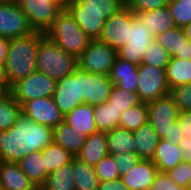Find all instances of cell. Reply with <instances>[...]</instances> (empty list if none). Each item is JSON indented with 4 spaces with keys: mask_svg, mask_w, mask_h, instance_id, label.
Instances as JSON below:
<instances>
[{
    "mask_svg": "<svg viewBox=\"0 0 191 190\" xmlns=\"http://www.w3.org/2000/svg\"><path fill=\"white\" fill-rule=\"evenodd\" d=\"M137 94L141 102H150L169 94L170 88L167 83L166 70L140 64L138 66Z\"/></svg>",
    "mask_w": 191,
    "mask_h": 190,
    "instance_id": "cell-8",
    "label": "cell"
},
{
    "mask_svg": "<svg viewBox=\"0 0 191 190\" xmlns=\"http://www.w3.org/2000/svg\"><path fill=\"white\" fill-rule=\"evenodd\" d=\"M64 122L80 134L89 136L97 131L93 106L82 104L64 116Z\"/></svg>",
    "mask_w": 191,
    "mask_h": 190,
    "instance_id": "cell-20",
    "label": "cell"
},
{
    "mask_svg": "<svg viewBox=\"0 0 191 190\" xmlns=\"http://www.w3.org/2000/svg\"><path fill=\"white\" fill-rule=\"evenodd\" d=\"M168 52L154 38L144 51L142 64H147L162 69L167 68L170 61Z\"/></svg>",
    "mask_w": 191,
    "mask_h": 190,
    "instance_id": "cell-37",
    "label": "cell"
},
{
    "mask_svg": "<svg viewBox=\"0 0 191 190\" xmlns=\"http://www.w3.org/2000/svg\"><path fill=\"white\" fill-rule=\"evenodd\" d=\"M22 112L21 105L9 93L0 100V130L6 131L17 121Z\"/></svg>",
    "mask_w": 191,
    "mask_h": 190,
    "instance_id": "cell-36",
    "label": "cell"
},
{
    "mask_svg": "<svg viewBox=\"0 0 191 190\" xmlns=\"http://www.w3.org/2000/svg\"><path fill=\"white\" fill-rule=\"evenodd\" d=\"M109 77L117 87L137 92L139 80L138 65L117 57L114 65L112 66Z\"/></svg>",
    "mask_w": 191,
    "mask_h": 190,
    "instance_id": "cell-18",
    "label": "cell"
},
{
    "mask_svg": "<svg viewBox=\"0 0 191 190\" xmlns=\"http://www.w3.org/2000/svg\"><path fill=\"white\" fill-rule=\"evenodd\" d=\"M159 170L152 160L140 159L128 173L120 176L130 190H149Z\"/></svg>",
    "mask_w": 191,
    "mask_h": 190,
    "instance_id": "cell-16",
    "label": "cell"
},
{
    "mask_svg": "<svg viewBox=\"0 0 191 190\" xmlns=\"http://www.w3.org/2000/svg\"><path fill=\"white\" fill-rule=\"evenodd\" d=\"M182 138H183V134L181 132L180 125L178 121H176L172 125V130L170 131V135H167L164 139L169 141L172 144L179 145Z\"/></svg>",
    "mask_w": 191,
    "mask_h": 190,
    "instance_id": "cell-48",
    "label": "cell"
},
{
    "mask_svg": "<svg viewBox=\"0 0 191 190\" xmlns=\"http://www.w3.org/2000/svg\"><path fill=\"white\" fill-rule=\"evenodd\" d=\"M166 173L178 186L187 188L191 185V167L188 162L183 161Z\"/></svg>",
    "mask_w": 191,
    "mask_h": 190,
    "instance_id": "cell-42",
    "label": "cell"
},
{
    "mask_svg": "<svg viewBox=\"0 0 191 190\" xmlns=\"http://www.w3.org/2000/svg\"><path fill=\"white\" fill-rule=\"evenodd\" d=\"M113 85L108 75L83 71V104L94 107L106 103Z\"/></svg>",
    "mask_w": 191,
    "mask_h": 190,
    "instance_id": "cell-15",
    "label": "cell"
},
{
    "mask_svg": "<svg viewBox=\"0 0 191 190\" xmlns=\"http://www.w3.org/2000/svg\"><path fill=\"white\" fill-rule=\"evenodd\" d=\"M183 154V159L185 162H191V139L182 138L181 142L178 145Z\"/></svg>",
    "mask_w": 191,
    "mask_h": 190,
    "instance_id": "cell-49",
    "label": "cell"
},
{
    "mask_svg": "<svg viewBox=\"0 0 191 190\" xmlns=\"http://www.w3.org/2000/svg\"><path fill=\"white\" fill-rule=\"evenodd\" d=\"M108 101H110L111 105L115 106L119 112L132 108L141 102L137 92L124 90L116 85H113Z\"/></svg>",
    "mask_w": 191,
    "mask_h": 190,
    "instance_id": "cell-38",
    "label": "cell"
},
{
    "mask_svg": "<svg viewBox=\"0 0 191 190\" xmlns=\"http://www.w3.org/2000/svg\"><path fill=\"white\" fill-rule=\"evenodd\" d=\"M126 4L121 0H77L67 7H82V12L106 14V20L119 12Z\"/></svg>",
    "mask_w": 191,
    "mask_h": 190,
    "instance_id": "cell-31",
    "label": "cell"
},
{
    "mask_svg": "<svg viewBox=\"0 0 191 190\" xmlns=\"http://www.w3.org/2000/svg\"><path fill=\"white\" fill-rule=\"evenodd\" d=\"M0 190H4L1 182H0Z\"/></svg>",
    "mask_w": 191,
    "mask_h": 190,
    "instance_id": "cell-61",
    "label": "cell"
},
{
    "mask_svg": "<svg viewBox=\"0 0 191 190\" xmlns=\"http://www.w3.org/2000/svg\"><path fill=\"white\" fill-rule=\"evenodd\" d=\"M148 123L153 127L161 139L170 135L172 125L177 121L179 108L175 104L170 94L147 102Z\"/></svg>",
    "mask_w": 191,
    "mask_h": 190,
    "instance_id": "cell-10",
    "label": "cell"
},
{
    "mask_svg": "<svg viewBox=\"0 0 191 190\" xmlns=\"http://www.w3.org/2000/svg\"><path fill=\"white\" fill-rule=\"evenodd\" d=\"M9 39L0 37V64L4 65L8 53Z\"/></svg>",
    "mask_w": 191,
    "mask_h": 190,
    "instance_id": "cell-50",
    "label": "cell"
},
{
    "mask_svg": "<svg viewBox=\"0 0 191 190\" xmlns=\"http://www.w3.org/2000/svg\"><path fill=\"white\" fill-rule=\"evenodd\" d=\"M134 12L126 5L119 12L106 20L100 41L115 50L120 49L128 41V22H131Z\"/></svg>",
    "mask_w": 191,
    "mask_h": 190,
    "instance_id": "cell-14",
    "label": "cell"
},
{
    "mask_svg": "<svg viewBox=\"0 0 191 190\" xmlns=\"http://www.w3.org/2000/svg\"><path fill=\"white\" fill-rule=\"evenodd\" d=\"M64 8L69 4L76 2L77 0H57Z\"/></svg>",
    "mask_w": 191,
    "mask_h": 190,
    "instance_id": "cell-55",
    "label": "cell"
},
{
    "mask_svg": "<svg viewBox=\"0 0 191 190\" xmlns=\"http://www.w3.org/2000/svg\"><path fill=\"white\" fill-rule=\"evenodd\" d=\"M94 120L97 131L109 132L119 126V119L122 112L111 105L110 101L93 107Z\"/></svg>",
    "mask_w": 191,
    "mask_h": 190,
    "instance_id": "cell-30",
    "label": "cell"
},
{
    "mask_svg": "<svg viewBox=\"0 0 191 190\" xmlns=\"http://www.w3.org/2000/svg\"><path fill=\"white\" fill-rule=\"evenodd\" d=\"M179 111L191 112V83L178 86L169 91Z\"/></svg>",
    "mask_w": 191,
    "mask_h": 190,
    "instance_id": "cell-41",
    "label": "cell"
},
{
    "mask_svg": "<svg viewBox=\"0 0 191 190\" xmlns=\"http://www.w3.org/2000/svg\"><path fill=\"white\" fill-rule=\"evenodd\" d=\"M33 31L43 32L52 26L64 7L57 0H19Z\"/></svg>",
    "mask_w": 191,
    "mask_h": 190,
    "instance_id": "cell-7",
    "label": "cell"
},
{
    "mask_svg": "<svg viewBox=\"0 0 191 190\" xmlns=\"http://www.w3.org/2000/svg\"><path fill=\"white\" fill-rule=\"evenodd\" d=\"M34 32L18 2L0 1V37L16 39Z\"/></svg>",
    "mask_w": 191,
    "mask_h": 190,
    "instance_id": "cell-11",
    "label": "cell"
},
{
    "mask_svg": "<svg viewBox=\"0 0 191 190\" xmlns=\"http://www.w3.org/2000/svg\"><path fill=\"white\" fill-rule=\"evenodd\" d=\"M44 35L43 32L34 31L21 38L9 39L8 53L4 64L5 77L9 86L37 71L38 46Z\"/></svg>",
    "mask_w": 191,
    "mask_h": 190,
    "instance_id": "cell-2",
    "label": "cell"
},
{
    "mask_svg": "<svg viewBox=\"0 0 191 190\" xmlns=\"http://www.w3.org/2000/svg\"><path fill=\"white\" fill-rule=\"evenodd\" d=\"M4 131L0 130V156H1V151H2V146H3V137H4Z\"/></svg>",
    "mask_w": 191,
    "mask_h": 190,
    "instance_id": "cell-57",
    "label": "cell"
},
{
    "mask_svg": "<svg viewBox=\"0 0 191 190\" xmlns=\"http://www.w3.org/2000/svg\"><path fill=\"white\" fill-rule=\"evenodd\" d=\"M187 190H191V185H189V186L187 187Z\"/></svg>",
    "mask_w": 191,
    "mask_h": 190,
    "instance_id": "cell-62",
    "label": "cell"
},
{
    "mask_svg": "<svg viewBox=\"0 0 191 190\" xmlns=\"http://www.w3.org/2000/svg\"><path fill=\"white\" fill-rule=\"evenodd\" d=\"M73 159L57 170L50 172L45 185L53 190H75Z\"/></svg>",
    "mask_w": 191,
    "mask_h": 190,
    "instance_id": "cell-33",
    "label": "cell"
},
{
    "mask_svg": "<svg viewBox=\"0 0 191 190\" xmlns=\"http://www.w3.org/2000/svg\"><path fill=\"white\" fill-rule=\"evenodd\" d=\"M0 83H3L10 90V86L8 85L5 77L4 65L2 64H0Z\"/></svg>",
    "mask_w": 191,
    "mask_h": 190,
    "instance_id": "cell-52",
    "label": "cell"
},
{
    "mask_svg": "<svg viewBox=\"0 0 191 190\" xmlns=\"http://www.w3.org/2000/svg\"><path fill=\"white\" fill-rule=\"evenodd\" d=\"M112 159L119 170L120 176L128 173L130 169L137 165L140 158L136 154L111 155Z\"/></svg>",
    "mask_w": 191,
    "mask_h": 190,
    "instance_id": "cell-44",
    "label": "cell"
},
{
    "mask_svg": "<svg viewBox=\"0 0 191 190\" xmlns=\"http://www.w3.org/2000/svg\"><path fill=\"white\" fill-rule=\"evenodd\" d=\"M0 182L4 190H33L36 187L15 162H3Z\"/></svg>",
    "mask_w": 191,
    "mask_h": 190,
    "instance_id": "cell-23",
    "label": "cell"
},
{
    "mask_svg": "<svg viewBox=\"0 0 191 190\" xmlns=\"http://www.w3.org/2000/svg\"><path fill=\"white\" fill-rule=\"evenodd\" d=\"M183 161L182 150L178 145L160 139L152 158V162L160 172H167Z\"/></svg>",
    "mask_w": 191,
    "mask_h": 190,
    "instance_id": "cell-22",
    "label": "cell"
},
{
    "mask_svg": "<svg viewBox=\"0 0 191 190\" xmlns=\"http://www.w3.org/2000/svg\"><path fill=\"white\" fill-rule=\"evenodd\" d=\"M148 119L147 103L140 102L138 105L122 112L118 127L124 128L128 131H135L141 125L148 123Z\"/></svg>",
    "mask_w": 191,
    "mask_h": 190,
    "instance_id": "cell-32",
    "label": "cell"
},
{
    "mask_svg": "<svg viewBox=\"0 0 191 190\" xmlns=\"http://www.w3.org/2000/svg\"><path fill=\"white\" fill-rule=\"evenodd\" d=\"M21 107L22 113L28 116L31 121L52 129L64 121V116L55 105L53 96L26 101Z\"/></svg>",
    "mask_w": 191,
    "mask_h": 190,
    "instance_id": "cell-13",
    "label": "cell"
},
{
    "mask_svg": "<svg viewBox=\"0 0 191 190\" xmlns=\"http://www.w3.org/2000/svg\"><path fill=\"white\" fill-rule=\"evenodd\" d=\"M175 57L191 60V41L186 39L183 42L182 55H176Z\"/></svg>",
    "mask_w": 191,
    "mask_h": 190,
    "instance_id": "cell-51",
    "label": "cell"
},
{
    "mask_svg": "<svg viewBox=\"0 0 191 190\" xmlns=\"http://www.w3.org/2000/svg\"><path fill=\"white\" fill-rule=\"evenodd\" d=\"M156 41L168 52L170 57L182 55L183 42L187 39L183 28L175 26L155 37Z\"/></svg>",
    "mask_w": 191,
    "mask_h": 190,
    "instance_id": "cell-34",
    "label": "cell"
},
{
    "mask_svg": "<svg viewBox=\"0 0 191 190\" xmlns=\"http://www.w3.org/2000/svg\"><path fill=\"white\" fill-rule=\"evenodd\" d=\"M73 173L75 190H97L99 180L94 166L88 165L74 156Z\"/></svg>",
    "mask_w": 191,
    "mask_h": 190,
    "instance_id": "cell-29",
    "label": "cell"
},
{
    "mask_svg": "<svg viewBox=\"0 0 191 190\" xmlns=\"http://www.w3.org/2000/svg\"><path fill=\"white\" fill-rule=\"evenodd\" d=\"M4 133L1 151L4 162L18 163L24 156L42 151L53 143V129L31 121L22 112L16 123Z\"/></svg>",
    "mask_w": 191,
    "mask_h": 190,
    "instance_id": "cell-1",
    "label": "cell"
},
{
    "mask_svg": "<svg viewBox=\"0 0 191 190\" xmlns=\"http://www.w3.org/2000/svg\"><path fill=\"white\" fill-rule=\"evenodd\" d=\"M57 81L38 71L10 86V94L22 106L26 101L53 96Z\"/></svg>",
    "mask_w": 191,
    "mask_h": 190,
    "instance_id": "cell-6",
    "label": "cell"
},
{
    "mask_svg": "<svg viewBox=\"0 0 191 190\" xmlns=\"http://www.w3.org/2000/svg\"><path fill=\"white\" fill-rule=\"evenodd\" d=\"M108 141L106 132L96 131L87 136L86 142L76 155L78 159L94 166L108 155Z\"/></svg>",
    "mask_w": 191,
    "mask_h": 190,
    "instance_id": "cell-19",
    "label": "cell"
},
{
    "mask_svg": "<svg viewBox=\"0 0 191 190\" xmlns=\"http://www.w3.org/2000/svg\"><path fill=\"white\" fill-rule=\"evenodd\" d=\"M122 2H124L126 5L130 0H121Z\"/></svg>",
    "mask_w": 191,
    "mask_h": 190,
    "instance_id": "cell-60",
    "label": "cell"
},
{
    "mask_svg": "<svg viewBox=\"0 0 191 190\" xmlns=\"http://www.w3.org/2000/svg\"><path fill=\"white\" fill-rule=\"evenodd\" d=\"M171 0H130L127 6L134 13L148 12L154 9L166 7Z\"/></svg>",
    "mask_w": 191,
    "mask_h": 190,
    "instance_id": "cell-43",
    "label": "cell"
},
{
    "mask_svg": "<svg viewBox=\"0 0 191 190\" xmlns=\"http://www.w3.org/2000/svg\"><path fill=\"white\" fill-rule=\"evenodd\" d=\"M0 1H10V2H18L19 0H0Z\"/></svg>",
    "mask_w": 191,
    "mask_h": 190,
    "instance_id": "cell-58",
    "label": "cell"
},
{
    "mask_svg": "<svg viewBox=\"0 0 191 190\" xmlns=\"http://www.w3.org/2000/svg\"><path fill=\"white\" fill-rule=\"evenodd\" d=\"M87 136L75 132L70 125L62 122L53 129V143L76 156L86 142Z\"/></svg>",
    "mask_w": 191,
    "mask_h": 190,
    "instance_id": "cell-24",
    "label": "cell"
},
{
    "mask_svg": "<svg viewBox=\"0 0 191 190\" xmlns=\"http://www.w3.org/2000/svg\"><path fill=\"white\" fill-rule=\"evenodd\" d=\"M53 99L63 116L82 105L83 70L77 68L72 74L58 80Z\"/></svg>",
    "mask_w": 191,
    "mask_h": 190,
    "instance_id": "cell-9",
    "label": "cell"
},
{
    "mask_svg": "<svg viewBox=\"0 0 191 190\" xmlns=\"http://www.w3.org/2000/svg\"><path fill=\"white\" fill-rule=\"evenodd\" d=\"M117 50L99 39L91 40L78 57V68L85 72L108 75L117 58Z\"/></svg>",
    "mask_w": 191,
    "mask_h": 190,
    "instance_id": "cell-5",
    "label": "cell"
},
{
    "mask_svg": "<svg viewBox=\"0 0 191 190\" xmlns=\"http://www.w3.org/2000/svg\"><path fill=\"white\" fill-rule=\"evenodd\" d=\"M140 24L145 27L154 38L167 30L174 28L173 17L168 7H162L143 13H134Z\"/></svg>",
    "mask_w": 191,
    "mask_h": 190,
    "instance_id": "cell-17",
    "label": "cell"
},
{
    "mask_svg": "<svg viewBox=\"0 0 191 190\" xmlns=\"http://www.w3.org/2000/svg\"><path fill=\"white\" fill-rule=\"evenodd\" d=\"M3 159H2V157L0 156V169H1V166H2V164H3Z\"/></svg>",
    "mask_w": 191,
    "mask_h": 190,
    "instance_id": "cell-59",
    "label": "cell"
},
{
    "mask_svg": "<svg viewBox=\"0 0 191 190\" xmlns=\"http://www.w3.org/2000/svg\"><path fill=\"white\" fill-rule=\"evenodd\" d=\"M183 137L191 139V112L181 111L177 119Z\"/></svg>",
    "mask_w": 191,
    "mask_h": 190,
    "instance_id": "cell-46",
    "label": "cell"
},
{
    "mask_svg": "<svg viewBox=\"0 0 191 190\" xmlns=\"http://www.w3.org/2000/svg\"><path fill=\"white\" fill-rule=\"evenodd\" d=\"M66 9L89 38L92 40L100 38L106 22V14L82 12V7H66Z\"/></svg>",
    "mask_w": 191,
    "mask_h": 190,
    "instance_id": "cell-21",
    "label": "cell"
},
{
    "mask_svg": "<svg viewBox=\"0 0 191 190\" xmlns=\"http://www.w3.org/2000/svg\"><path fill=\"white\" fill-rule=\"evenodd\" d=\"M97 190H130L120 178L99 182Z\"/></svg>",
    "mask_w": 191,
    "mask_h": 190,
    "instance_id": "cell-47",
    "label": "cell"
},
{
    "mask_svg": "<svg viewBox=\"0 0 191 190\" xmlns=\"http://www.w3.org/2000/svg\"><path fill=\"white\" fill-rule=\"evenodd\" d=\"M106 135L109 155H120L125 152L127 154H136V143L133 131L116 127L113 130L106 132Z\"/></svg>",
    "mask_w": 191,
    "mask_h": 190,
    "instance_id": "cell-26",
    "label": "cell"
},
{
    "mask_svg": "<svg viewBox=\"0 0 191 190\" xmlns=\"http://www.w3.org/2000/svg\"><path fill=\"white\" fill-rule=\"evenodd\" d=\"M18 164L22 172L35 186L45 184L49 173L45 170L42 151H35L24 156Z\"/></svg>",
    "mask_w": 191,
    "mask_h": 190,
    "instance_id": "cell-27",
    "label": "cell"
},
{
    "mask_svg": "<svg viewBox=\"0 0 191 190\" xmlns=\"http://www.w3.org/2000/svg\"><path fill=\"white\" fill-rule=\"evenodd\" d=\"M9 93V89L3 83H0V100L7 96Z\"/></svg>",
    "mask_w": 191,
    "mask_h": 190,
    "instance_id": "cell-53",
    "label": "cell"
},
{
    "mask_svg": "<svg viewBox=\"0 0 191 190\" xmlns=\"http://www.w3.org/2000/svg\"><path fill=\"white\" fill-rule=\"evenodd\" d=\"M35 189L36 190H53L49 188L48 186H46L45 184L36 185Z\"/></svg>",
    "mask_w": 191,
    "mask_h": 190,
    "instance_id": "cell-56",
    "label": "cell"
},
{
    "mask_svg": "<svg viewBox=\"0 0 191 190\" xmlns=\"http://www.w3.org/2000/svg\"><path fill=\"white\" fill-rule=\"evenodd\" d=\"M42 155L45 162V170L48 173L57 170L59 167L67 163H70L74 158L70 152L54 143L49 144L45 149H43Z\"/></svg>",
    "mask_w": 191,
    "mask_h": 190,
    "instance_id": "cell-35",
    "label": "cell"
},
{
    "mask_svg": "<svg viewBox=\"0 0 191 190\" xmlns=\"http://www.w3.org/2000/svg\"><path fill=\"white\" fill-rule=\"evenodd\" d=\"M185 37L191 41V23L187 24L184 28Z\"/></svg>",
    "mask_w": 191,
    "mask_h": 190,
    "instance_id": "cell-54",
    "label": "cell"
},
{
    "mask_svg": "<svg viewBox=\"0 0 191 190\" xmlns=\"http://www.w3.org/2000/svg\"><path fill=\"white\" fill-rule=\"evenodd\" d=\"M45 35L64 51L77 58L89 46V38L79 27L71 13L64 8Z\"/></svg>",
    "mask_w": 191,
    "mask_h": 190,
    "instance_id": "cell-4",
    "label": "cell"
},
{
    "mask_svg": "<svg viewBox=\"0 0 191 190\" xmlns=\"http://www.w3.org/2000/svg\"><path fill=\"white\" fill-rule=\"evenodd\" d=\"M149 190H187V188L178 186L166 172L159 171Z\"/></svg>",
    "mask_w": 191,
    "mask_h": 190,
    "instance_id": "cell-45",
    "label": "cell"
},
{
    "mask_svg": "<svg viewBox=\"0 0 191 190\" xmlns=\"http://www.w3.org/2000/svg\"><path fill=\"white\" fill-rule=\"evenodd\" d=\"M36 68L38 72L58 81L78 68V58L44 35L39 41Z\"/></svg>",
    "mask_w": 191,
    "mask_h": 190,
    "instance_id": "cell-3",
    "label": "cell"
},
{
    "mask_svg": "<svg viewBox=\"0 0 191 190\" xmlns=\"http://www.w3.org/2000/svg\"><path fill=\"white\" fill-rule=\"evenodd\" d=\"M167 7L177 27L184 28L191 23V0H171Z\"/></svg>",
    "mask_w": 191,
    "mask_h": 190,
    "instance_id": "cell-39",
    "label": "cell"
},
{
    "mask_svg": "<svg viewBox=\"0 0 191 190\" xmlns=\"http://www.w3.org/2000/svg\"><path fill=\"white\" fill-rule=\"evenodd\" d=\"M99 182H106L120 178L119 170L115 165L112 156L106 155L94 167Z\"/></svg>",
    "mask_w": 191,
    "mask_h": 190,
    "instance_id": "cell-40",
    "label": "cell"
},
{
    "mask_svg": "<svg viewBox=\"0 0 191 190\" xmlns=\"http://www.w3.org/2000/svg\"><path fill=\"white\" fill-rule=\"evenodd\" d=\"M133 136L136 143V155L140 159L152 160L161 139L153 127L149 123L141 125L133 131Z\"/></svg>",
    "mask_w": 191,
    "mask_h": 190,
    "instance_id": "cell-25",
    "label": "cell"
},
{
    "mask_svg": "<svg viewBox=\"0 0 191 190\" xmlns=\"http://www.w3.org/2000/svg\"><path fill=\"white\" fill-rule=\"evenodd\" d=\"M153 39L149 31L133 16L131 22H128V41L117 50V56L139 66L142 64L144 51Z\"/></svg>",
    "mask_w": 191,
    "mask_h": 190,
    "instance_id": "cell-12",
    "label": "cell"
},
{
    "mask_svg": "<svg viewBox=\"0 0 191 190\" xmlns=\"http://www.w3.org/2000/svg\"><path fill=\"white\" fill-rule=\"evenodd\" d=\"M166 77L170 90L191 83V60L171 57L166 68Z\"/></svg>",
    "mask_w": 191,
    "mask_h": 190,
    "instance_id": "cell-28",
    "label": "cell"
}]
</instances>
